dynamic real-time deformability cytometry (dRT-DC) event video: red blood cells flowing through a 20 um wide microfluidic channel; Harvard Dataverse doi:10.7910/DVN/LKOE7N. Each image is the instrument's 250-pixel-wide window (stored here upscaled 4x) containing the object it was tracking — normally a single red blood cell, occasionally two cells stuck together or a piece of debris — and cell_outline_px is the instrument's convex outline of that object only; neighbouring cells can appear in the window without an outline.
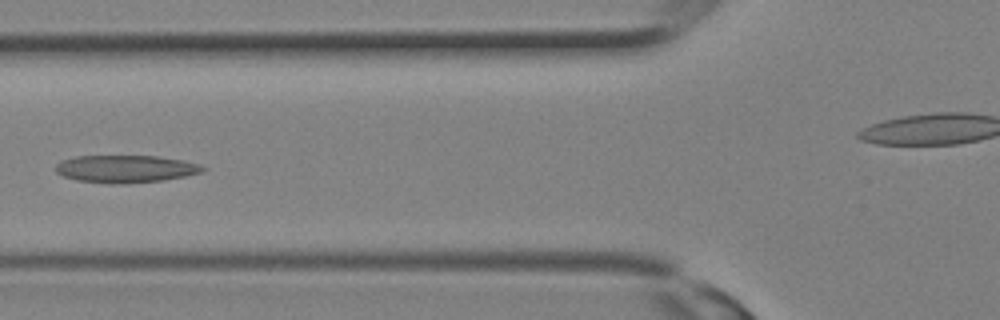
{"species": "Egyptian fruit bat (a non-hibernating species)", "species_latin": "Rousettus aegyptiacus", "temperature_condition": "room temperature", "stored_images_in_passage": 12, "camera_frame_rate_fps": 3000, "um_per_image_px": 0.085, "animal": {"sex": "female"}, "frame": {"image": 1, "passage_image": 9, "time_ms": 2.667, "image_size_px": [1000, 320], "cell_outline_px": [[204, 168], [200, 172], [184, 176], [160, 180], [112, 184], [76, 180], [64, 176], [56, 172], [56, 164], [64, 160], [76, 156], [156, 156], [184, 160], [200, 164]], "centroid_in_image_um": [10.65, 14.34], "position_along_channel_um": 115.2, "area_um2": 23.12}}
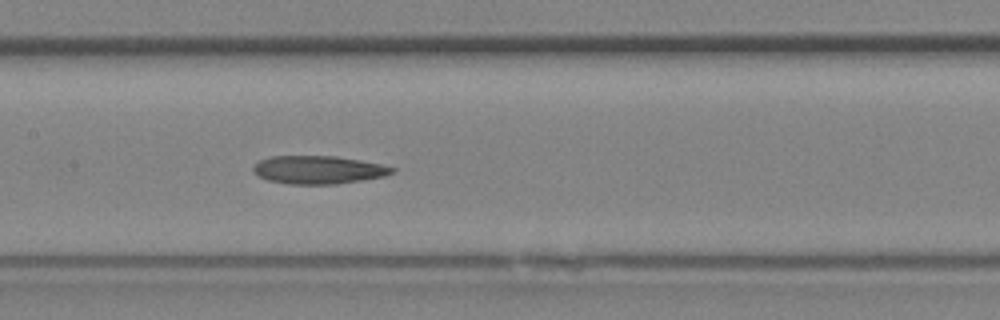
{"frame": {"image": 2, "passage_image": 12, "time_ms": 3.667, "image_size_px": [1000, 320], "cell_outline_px": [[396, 172], [384, 176], [336, 184], [288, 184], [268, 180], [260, 176], [252, 168], [260, 160], [272, 156], [336, 156], [360, 160], [380, 164], [396, 168]], "centroid_in_image_um": [27.09, 14.43], "position_along_channel_um": 180.3, "area_um2": 22.54}}